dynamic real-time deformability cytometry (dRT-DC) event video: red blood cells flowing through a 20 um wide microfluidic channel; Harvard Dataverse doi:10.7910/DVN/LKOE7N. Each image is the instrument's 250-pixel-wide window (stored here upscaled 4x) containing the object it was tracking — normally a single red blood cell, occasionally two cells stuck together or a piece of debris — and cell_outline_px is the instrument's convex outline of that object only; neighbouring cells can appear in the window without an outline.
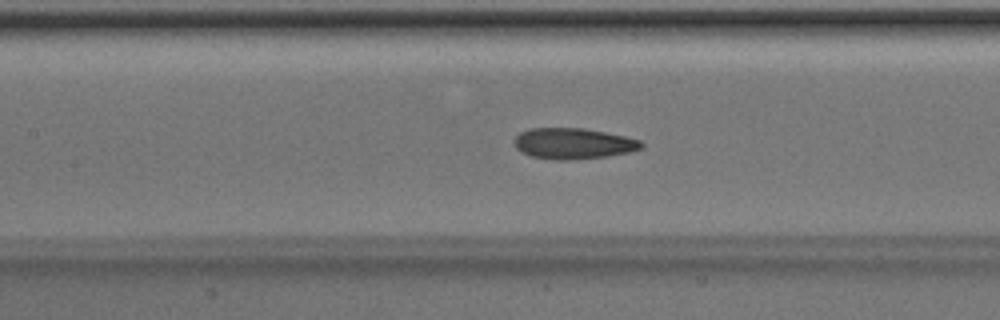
{"species": "Egyptian fruit bat (a non-hibernating species)", "species_latin": "Rousettus aegyptiacus", "temperature_condition": "room temperature", "stored_images_in_passage": 51, "camera_frame_rate_fps": 3000, "um_per_image_px": 0.085, "animal": {"sex": "male"}, "frame": {"image": 1, "passage_image": 23, "time_ms": 7.333, "image_size_px": [1000, 320], "cell_outline_px": [[644, 148], [628, 152], [608, 156], [568, 160], [556, 160], [532, 156], [520, 152], [516, 148], [512, 140], [520, 132], [528, 128], [584, 128], [624, 136], [640, 140], [644, 144]], "centroid_in_image_um": [48.7, 12.2], "position_along_channel_um": 158.7, "area_um2": 23.0}}
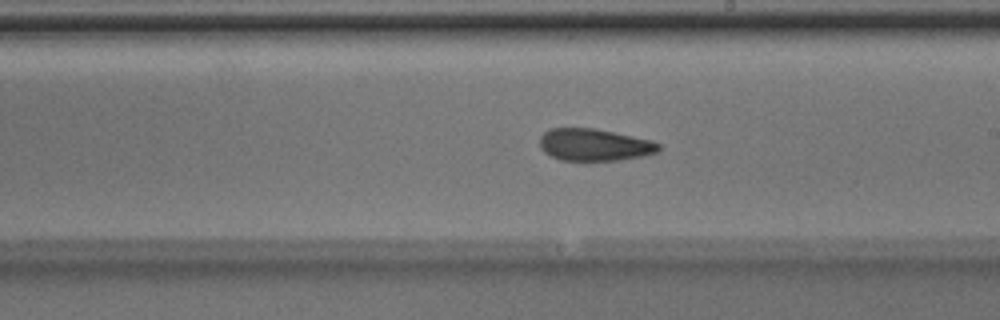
{"frame": {"image": 2, "passage_image": 29, "time_ms": 9.333, "image_size_px": [1000, 320], "cell_outline_px": [[660, 152], [644, 156], [620, 160], [560, 160], [544, 152], [540, 148], [540, 136], [548, 128], [596, 128], [652, 140], [660, 144]], "centroid_in_image_um": [50.54, 12.3], "position_along_channel_um": 238.5, "area_um2": 22.48}}
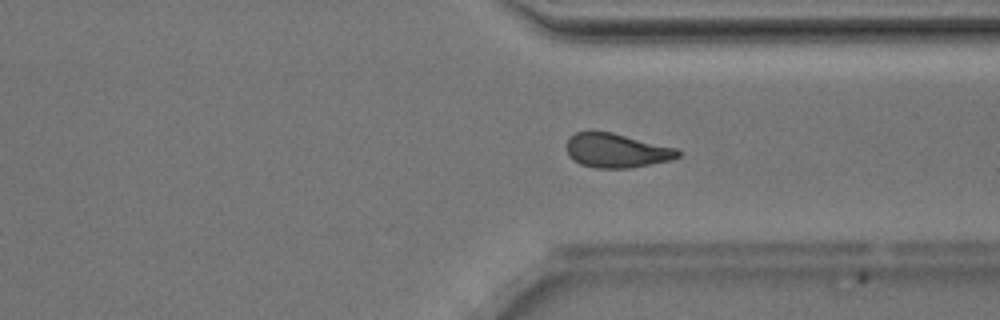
{"frame": {"image": 3, "passage_image": 38, "time_ms": 12.333, "image_size_px": [1000, 320], "cell_outline_px": [[680, 156], [668, 160], [628, 168], [596, 168], [580, 164], [568, 156], [568, 140], [576, 132], [592, 128], [612, 132], [676, 148], [680, 152]], "centroid_in_image_um": [52.35, 12.76], "position_along_channel_um": 359.0, "area_um2": 22.25}, "authors_computed_cell_mechanics": {"area_um2": 22.7154, "velocity_mm_per_s": 4.0063, "shape_relaxation_time_tau1_ms": 8.8288, "shape_relaxation_time_tau2_ms": 4.371, "deformation_change_tau1": 0.1944, "deformation_change_tau2": 0.0899}}